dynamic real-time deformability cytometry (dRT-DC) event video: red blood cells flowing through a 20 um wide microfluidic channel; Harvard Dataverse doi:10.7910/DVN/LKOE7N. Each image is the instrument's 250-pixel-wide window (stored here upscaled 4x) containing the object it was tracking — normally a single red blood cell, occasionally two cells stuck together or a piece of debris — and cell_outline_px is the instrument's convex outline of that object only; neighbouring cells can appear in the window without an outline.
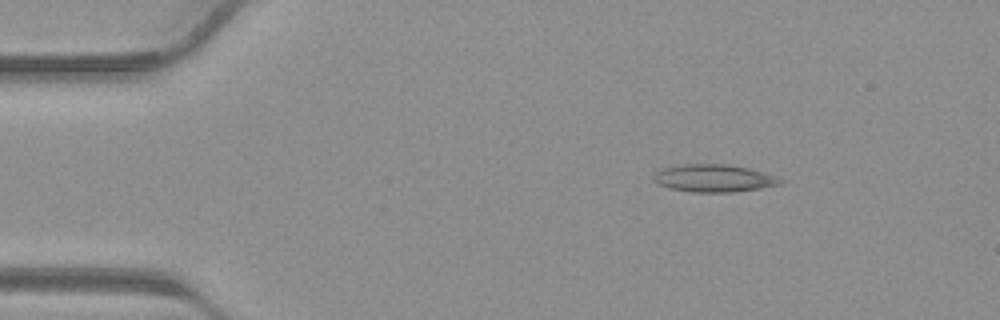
{"species": "common noctule bat (a hibernating species)", "species_latin": "Nyctalus noctula", "temperature_condition": "warm", "stored_images_in_passage": 40, "camera_frame_rate_fps": 3000, "um_per_image_px": 0.085, "animal": {"sex": "male", "body_mass_g": 23.1, "forearm_length_mm": 52.7}, "frame": {"image": 1, "passage_image": 6, "time_ms": 1.667, "image_size_px": [1000, 320], "cell_outline_px": [[784, 180], [780, 184], [760, 188], [732, 192], [692, 192], [668, 188], [656, 184], [652, 180], [652, 176], [656, 172], [664, 168], [684, 164], [728, 164], [748, 168], [776, 176]], "centroid_in_image_um": [60.63, 15.15], "position_along_channel_um": 24.4, "area_um2": 20.35}}
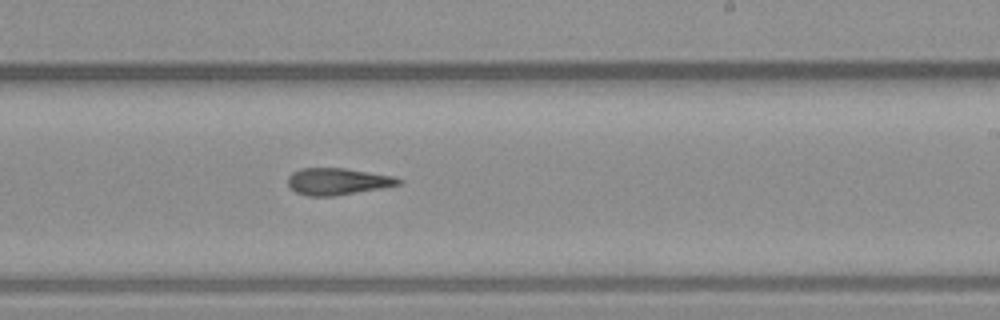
{"frame": {"image": 2, "passage_image": 24, "time_ms": 7.667, "image_size_px": [1000, 320], "cell_outline_px": [[404, 180], [400, 184], [380, 188], [332, 196], [308, 196], [296, 192], [288, 184], [288, 176], [292, 172], [300, 168], [344, 168], [396, 176]], "centroid_in_image_um": [28.7, 15.41], "position_along_channel_um": 260.3, "area_um2": 17.22}}
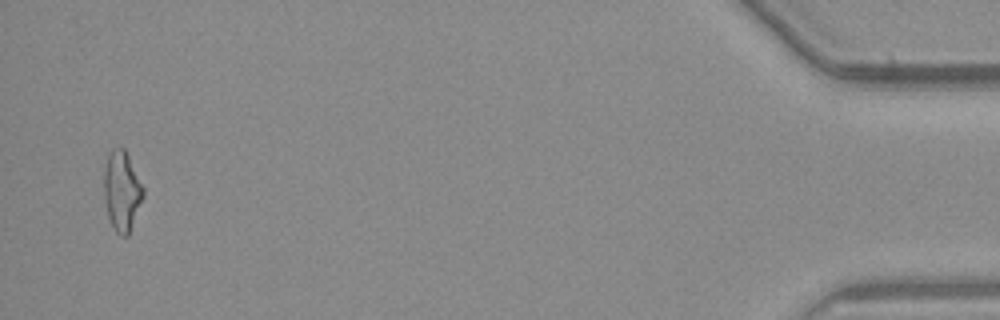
{"frame": {"image": 3, "passage_image": 39, "time_ms": 12.667, "image_size_px": [1000, 320], "cell_outline_px": [[144, 196], [128, 236], [120, 236], [116, 232], [108, 216], [104, 200], [104, 172], [108, 152], [112, 148], [124, 148], [144, 188]], "centroid_in_image_um": [10.35, 16.24], "position_along_channel_um": 424.8, "area_um2": 18.21}}